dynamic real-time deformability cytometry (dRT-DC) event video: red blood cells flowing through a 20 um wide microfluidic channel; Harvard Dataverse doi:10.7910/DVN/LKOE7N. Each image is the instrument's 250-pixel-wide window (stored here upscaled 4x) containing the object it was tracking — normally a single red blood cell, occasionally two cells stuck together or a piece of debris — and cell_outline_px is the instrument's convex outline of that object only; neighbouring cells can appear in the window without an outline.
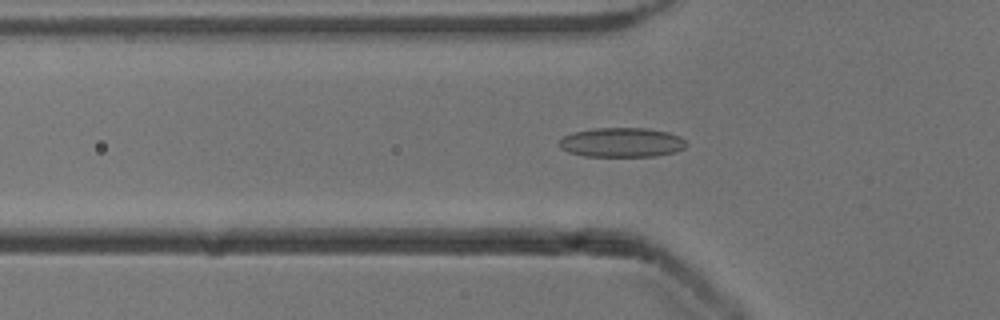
{"species": "common noctule bat (a hibernating species)", "species_latin": "Nyctalus noctula", "temperature_condition": "cold", "stored_images_in_passage": 52, "camera_frame_rate_fps": 3000, "um_per_image_px": 0.085, "animal": {"sex": "male", "body_mass_g": 13.3}, "frame": {"image": 1, "passage_image": 17, "time_ms": 5.333, "image_size_px": [1000, 320], "cell_outline_px": [[688, 144], [684, 148], [676, 152], [652, 156], [584, 156], [568, 152], [560, 148], [560, 140], [564, 136], [572, 132], [596, 128], [648, 128], [668, 132], [680, 136]], "centroid_in_image_um": [52.86, 12.1], "position_along_channel_um": 72.9, "area_um2": 21.85}}
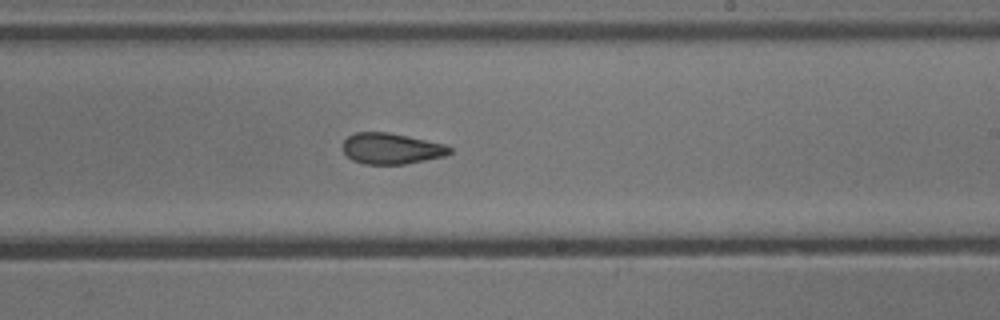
{"frame": {"image": 2, "passage_image": 31, "time_ms": 10.0, "image_size_px": [1000, 320], "cell_outline_px": [[452, 152], [444, 156], [404, 164], [364, 164], [352, 160], [344, 152], [344, 140], [348, 136], [356, 132], [388, 132], [408, 136], [444, 144], [452, 148]], "centroid_in_image_um": [33.26, 12.62], "position_along_channel_um": 255.7, "area_um2": 19.13}}
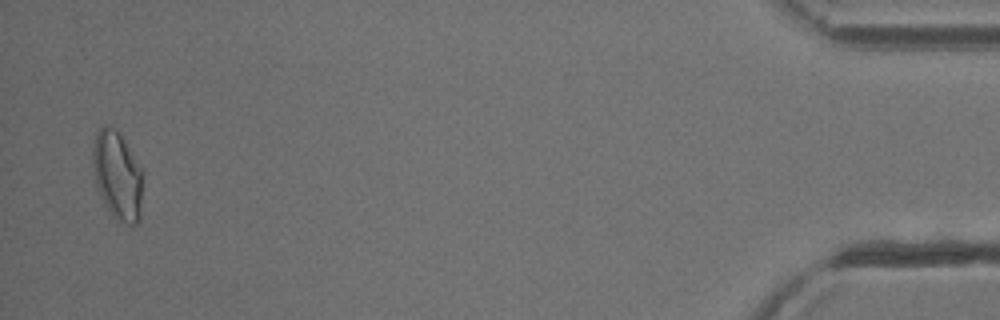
{"frame": {"image": 3, "passage_image": 51, "time_ms": 16.667, "image_size_px": [1000, 320], "cell_outline_px": [[140, 220], [132, 228], [112, 216], [104, 204], [100, 196], [96, 184], [92, 164], [92, 152], [96, 132], [104, 124], [120, 132], [140, 168]], "centroid_in_image_um": [9.93, 14.93], "position_along_channel_um": 425.3, "area_um2": 25.49}, "authors_computed_cell_mechanics": {"area_um2": 20.7502, "velocity_mm_per_s": 3.8899, "shape_relaxation_time_tau1_ms": null, "shape_relaxation_time_tau2_ms": 3.1009, "deformation_change_tau1": null, "deformation_change_tau2": 0.1016}}